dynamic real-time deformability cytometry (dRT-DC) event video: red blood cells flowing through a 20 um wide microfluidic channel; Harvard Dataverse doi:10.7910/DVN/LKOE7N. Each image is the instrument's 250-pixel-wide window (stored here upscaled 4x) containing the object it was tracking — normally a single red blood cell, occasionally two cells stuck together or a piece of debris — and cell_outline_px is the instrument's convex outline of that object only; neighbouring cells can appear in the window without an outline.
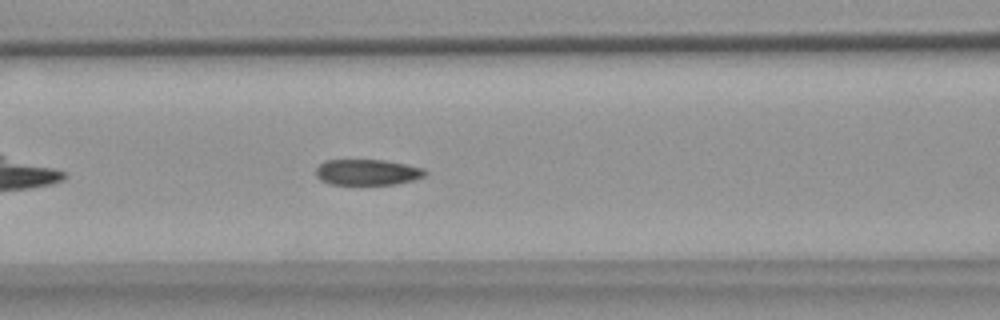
{"species": "common noctule bat (a hibernating species)", "species_latin": "Nyctalus noctula", "temperature_condition": "warm", "stored_images_in_passage": 40, "camera_frame_rate_fps": 3000, "um_per_image_px": 0.085, "animal": {"sex": "female", "body_mass_g": 18.4}, "frame": {"image": 1, "passage_image": 7, "time_ms": 2.0, "image_size_px": [1000, 320], "cell_outline_px": [[428, 172], [424, 176], [412, 180], [396, 184], [332, 184], [320, 180], [316, 176], [316, 168], [324, 160], [384, 160], [408, 164], [424, 168]], "centroid_in_image_um": [31.24, 14.63], "position_along_channel_um": 135.4, "area_um2": 16.47}}
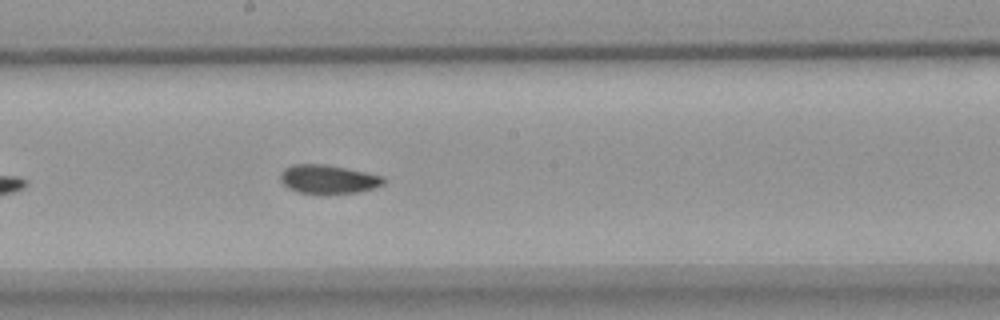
{"frame": {"image": 2, "passage_image": 14, "time_ms": 4.333, "image_size_px": [1000, 320], "cell_outline_px": [[388, 180], [384, 184], [376, 188], [360, 192], [328, 196], [300, 192], [288, 188], [280, 180], [280, 172], [284, 168], [292, 164], [324, 164], [368, 172], [384, 176]], "centroid_in_image_um": [27.95, 15.26], "position_along_channel_um": 220.2, "area_um2": 18.09}}
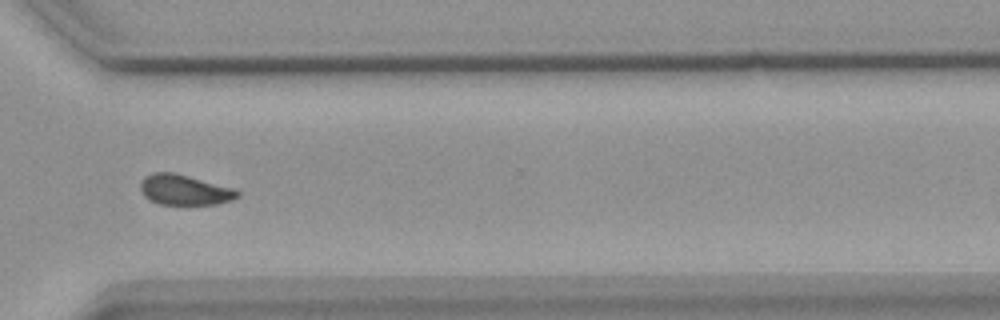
{"frame": {"image": 3, "passage_image": 25, "time_ms": 8.0, "image_size_px": [1000, 320], "cell_outline_px": [[240, 196], [232, 200], [216, 204], [160, 204], [144, 196], [140, 188], [140, 184], [144, 176], [152, 172], [172, 172], [236, 188], [240, 192]], "centroid_in_image_um": [15.71, 16.13], "position_along_channel_um": 354.9, "area_um2": 17.17}, "authors_computed_cell_mechanics": {"area_um2": 17.4267, "velocity_mm_per_s": 3.6607, "shape_relaxation_time_tau1_ms": 6.9968, "shape_relaxation_time_tau2_ms": 1.1817, "deformation_change_tau1": 0.1328, "deformation_change_tau2": 0.0636}}